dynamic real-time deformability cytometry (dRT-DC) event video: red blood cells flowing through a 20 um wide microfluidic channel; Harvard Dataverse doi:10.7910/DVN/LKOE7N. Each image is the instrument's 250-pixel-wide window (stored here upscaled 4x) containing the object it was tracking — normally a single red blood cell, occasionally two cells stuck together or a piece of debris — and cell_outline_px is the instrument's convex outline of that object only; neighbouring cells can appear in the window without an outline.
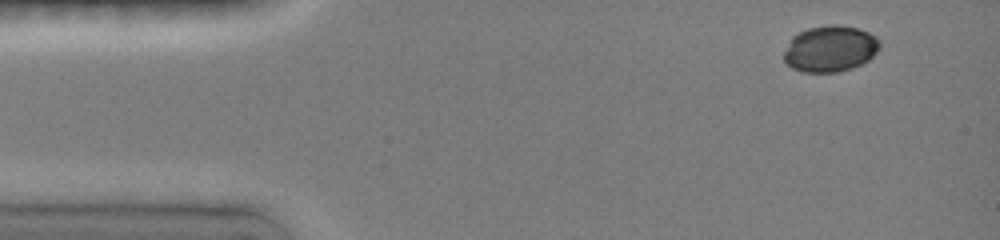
{"species": "common noctule bat (a hibernating species)", "species_latin": "Nyctalus noctula", "temperature_condition": "room temperature", "stored_images_in_passage": 5, "camera_frame_rate_fps": 3000, "um_per_image_px": 0.085, "animal": {"sex": "female", "body_mass_g": 19.0, "forearm_length_mm": 51.5}, "frame": {"image": 1, "passage_image": 2, "time_ms": 1.0, "image_size_px": [1000, 240], "cell_outline_px": [[880, 48], [868, 60], [852, 68], [836, 72], [804, 72], [792, 68], [784, 60], [784, 52], [792, 36], [808, 28], [832, 24], [836, 24], [856, 28], [868, 32], [876, 36], [880, 40]], "centroid_in_image_um": [70.57, 4.14], "position_along_channel_um": 14.4, "area_um2": 25.72}}
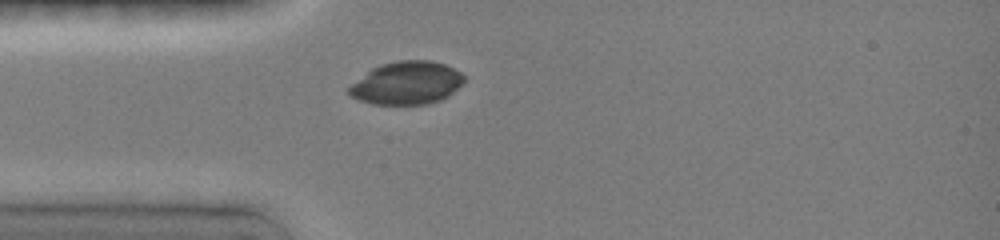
{"frame": {"image": 2, "passage_image": 5, "time_ms": 4.0, "image_size_px": [1000, 240], "cell_outline_px": [[464, 80], [448, 96], [440, 100], [428, 104], [372, 104], [360, 100], [352, 96], [348, 92], [348, 88], [352, 84], [372, 68], [380, 64], [396, 60], [428, 60], [444, 64], [460, 72], [464, 76]], "centroid_in_image_um": [34.56, 7.05], "position_along_channel_um": 50.4, "area_um2": 28.5}}